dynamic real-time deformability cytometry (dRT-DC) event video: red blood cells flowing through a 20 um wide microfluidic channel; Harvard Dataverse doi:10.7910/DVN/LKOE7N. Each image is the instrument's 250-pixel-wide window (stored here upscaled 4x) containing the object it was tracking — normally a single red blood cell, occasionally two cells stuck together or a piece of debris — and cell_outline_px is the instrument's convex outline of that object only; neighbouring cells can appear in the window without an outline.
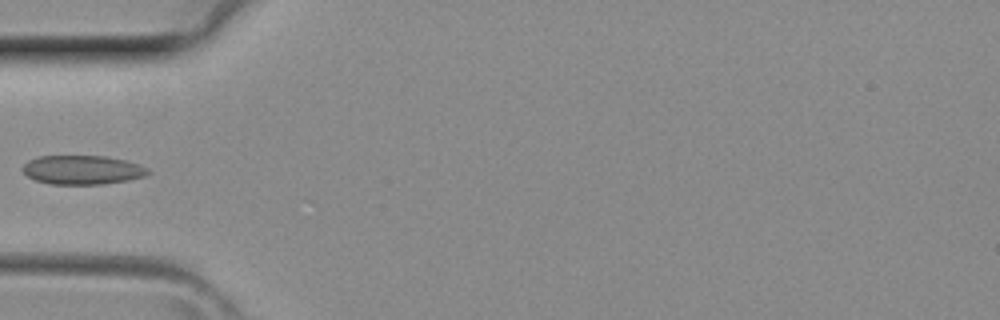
{"species": "common noctule bat (a hibernating species)", "species_latin": "Nyctalus noctula", "temperature_condition": "room temperature", "stored_images_in_passage": 3, "camera_frame_rate_fps": 3000, "um_per_image_px": 0.085, "animal": {"sex": "female", "body_mass_g": 29.2, "forearm_length_mm": 56.3}, "frame": {"image": 1, "passage_image": 3, "time_ms": 0.667, "image_size_px": [1000, 320], "cell_outline_px": [[152, 172], [144, 176], [128, 180], [104, 184], [52, 184], [36, 180], [28, 176], [24, 172], [24, 164], [28, 160], [40, 156], [104, 156], [124, 160], [140, 164], [148, 168]], "centroid_in_image_um": [7.04, 14.44], "position_along_channel_um": 78.0, "area_um2": 21.1}}